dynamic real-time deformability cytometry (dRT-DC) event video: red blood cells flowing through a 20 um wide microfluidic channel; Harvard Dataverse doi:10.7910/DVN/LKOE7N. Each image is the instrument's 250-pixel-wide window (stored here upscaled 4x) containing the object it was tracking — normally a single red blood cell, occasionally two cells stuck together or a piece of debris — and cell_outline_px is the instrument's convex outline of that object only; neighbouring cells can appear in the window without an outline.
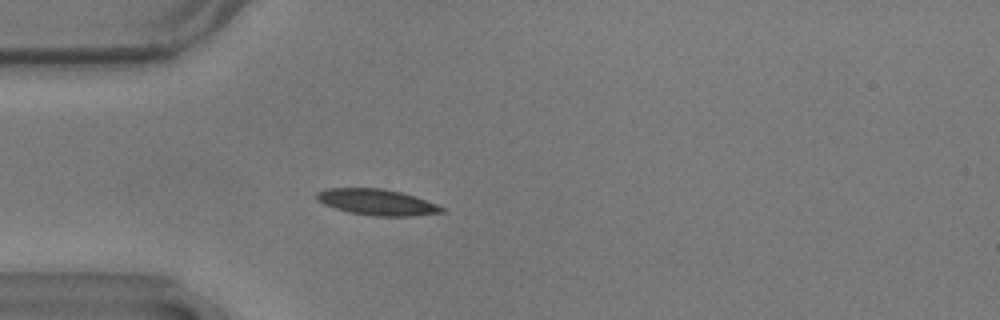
{"species": "common noctule bat (a hibernating species)", "species_latin": "Nyctalus noctula", "temperature_condition": "warm", "stored_images_in_passage": 42, "camera_frame_rate_fps": 3000, "um_per_image_px": 0.085, "animal": {"sex": "male", "body_mass_g": 17.9}, "frame": {"image": 1, "passage_image": 1, "time_ms": 0.0, "image_size_px": [1000, 320], "cell_outline_px": [[444, 212], [412, 216], [372, 216], [348, 212], [324, 204], [316, 200], [316, 192], [328, 188], [384, 188], [400, 192], [436, 204], [444, 208]], "centroid_in_image_um": [32.0, 17.18], "position_along_channel_um": 53.0, "area_um2": 18.84}}
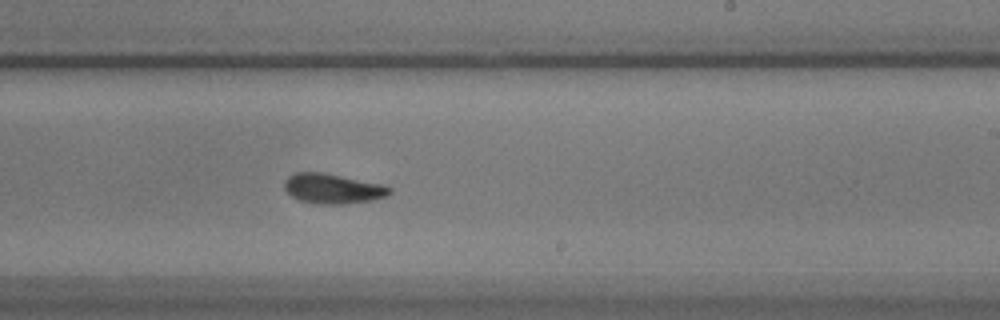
{"frame": {"image": 2, "passage_image": 19, "time_ms": 6.0, "image_size_px": [1000, 320], "cell_outline_px": [[392, 192], [388, 196], [372, 200], [344, 204], [316, 204], [300, 200], [292, 196], [284, 188], [284, 180], [288, 176], [296, 172], [324, 172], [384, 184], [392, 188]], "centroid_in_image_um": [28.31, 16.02], "position_along_channel_um": 260.7, "area_um2": 18.61}}
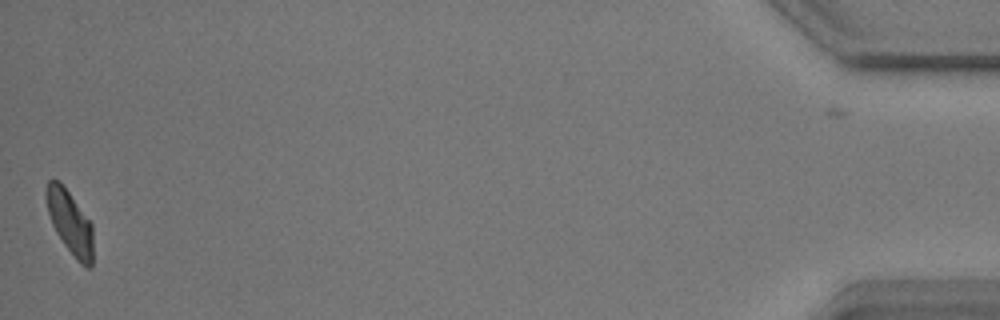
{"frame": {"image": 3, "passage_image": 41, "time_ms": 13.333, "image_size_px": [1000, 320], "cell_outline_px": [[92, 268], [88, 268], [80, 264], [76, 260], [64, 244], [56, 232], [52, 224], [48, 212], [44, 192], [48, 180], [60, 180], [92, 224]], "centroid_in_image_um": [5.93, 18.89], "position_along_channel_um": 429.3, "area_um2": 17.34}, "authors_computed_cell_mechanics": {"area_um2": 18.496, "velocity_mm_per_s": 3.5829, "shape_relaxation_time_tau1_ms": 3.8416, "shape_relaxation_time_tau2_ms": 1.7116, "deformation_change_tau1": 0.1171, "deformation_change_tau2": 0.0653}}